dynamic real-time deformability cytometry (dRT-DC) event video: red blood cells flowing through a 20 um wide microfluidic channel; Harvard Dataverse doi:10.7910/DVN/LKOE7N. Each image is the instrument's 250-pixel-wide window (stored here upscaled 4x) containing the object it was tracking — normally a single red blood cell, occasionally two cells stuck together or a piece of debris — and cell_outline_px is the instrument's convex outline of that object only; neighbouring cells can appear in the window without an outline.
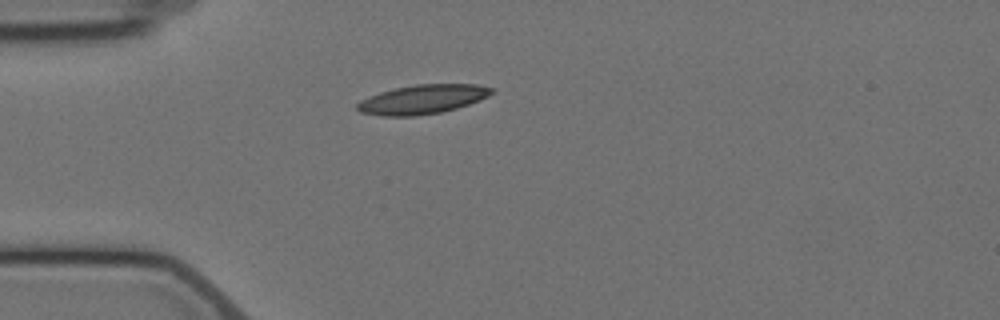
{"species": "Egyptian fruit bat (a non-hibernating species)", "species_latin": "Rousettus aegyptiacus", "temperature_condition": "cold", "stored_images_in_passage": 1, "camera_frame_rate_fps": 3000, "um_per_image_px": 0.085, "animal": {"sex": "female"}, "frame": {"image": 1, "passage_image": 1, "time_ms": 0.0, "image_size_px": [1000, 320], "cell_outline_px": [[496, 92], [480, 100], [456, 108], [440, 112], [416, 116], [380, 116], [360, 112], [356, 108], [356, 104], [360, 100], [368, 96], [380, 92], [396, 88], [416, 84], [480, 84], [496, 88]], "centroid_in_image_um": [35.94, 8.44], "position_along_channel_um": 49.1, "area_um2": 23.06}}